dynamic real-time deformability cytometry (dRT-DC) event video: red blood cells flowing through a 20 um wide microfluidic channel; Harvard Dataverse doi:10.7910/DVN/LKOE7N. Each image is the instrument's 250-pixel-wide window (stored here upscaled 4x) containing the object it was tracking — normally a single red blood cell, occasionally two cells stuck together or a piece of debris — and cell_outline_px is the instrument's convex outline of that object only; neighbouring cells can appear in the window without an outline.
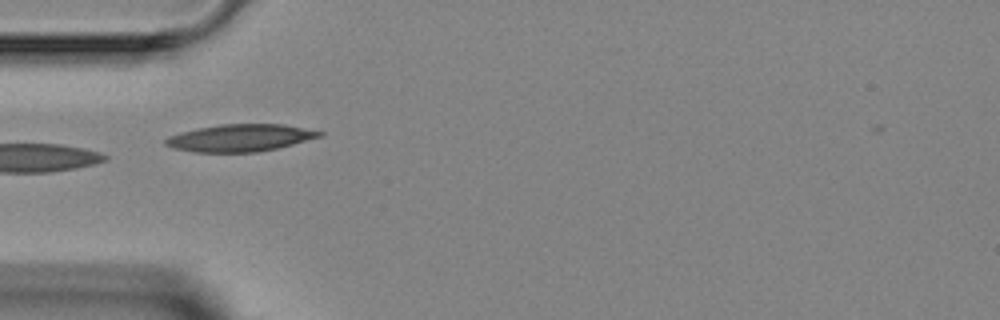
{"species": "Egyptian fruit bat (a non-hibernating species)", "species_latin": "Rousettus aegyptiacus", "temperature_condition": "room temperature", "stored_images_in_passage": 4, "camera_frame_rate_fps": 3000, "um_per_image_px": 0.085, "animal": {"sex": "female"}, "frame": {"image": 1, "passage_image": 2, "time_ms": 1.333, "image_size_px": [1000, 320], "cell_outline_px": [[324, 136], [276, 148], [256, 152], [192, 152], [172, 148], [164, 144], [164, 140], [168, 136], [180, 132], [196, 128], [220, 124], [284, 124], [324, 132]], "centroid_in_image_um": [20.38, 11.71], "position_along_channel_um": 64.6, "area_um2": 24.51}}
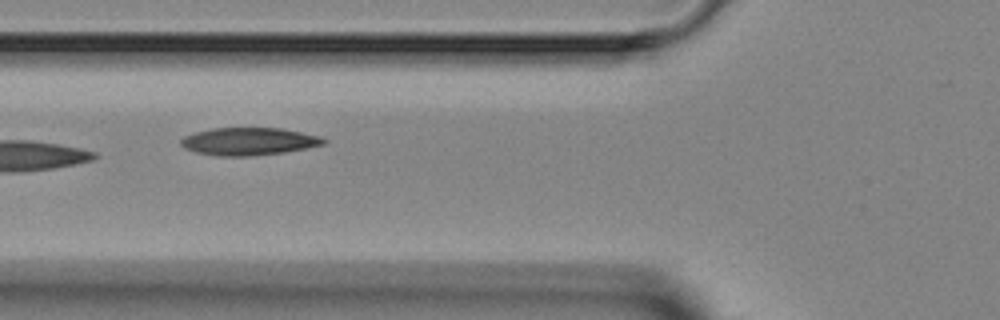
{"frame": {"image": 2, "passage_image": 3, "time_ms": 2.333, "image_size_px": [1000, 320], "cell_outline_px": [[328, 140], [324, 144], [308, 148], [284, 152], [252, 156], [220, 156], [196, 152], [184, 148], [180, 144], [180, 140], [184, 136], [192, 132], [212, 128], [280, 128], [324, 136]], "centroid_in_image_um": [21.17, 12.01], "position_along_channel_um": 104.6, "area_um2": 23.24}}
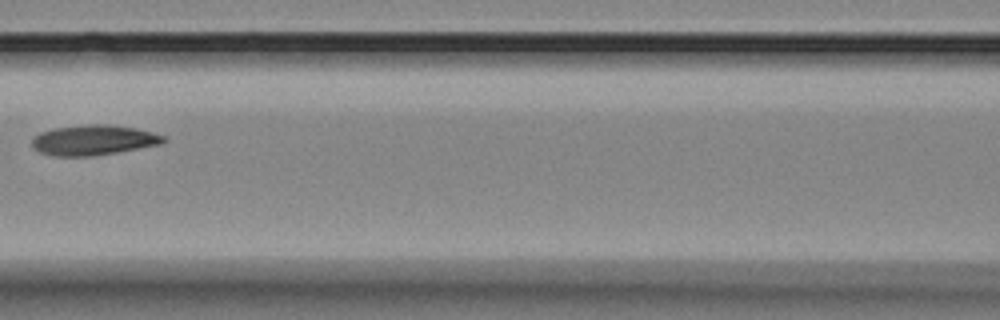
{"frame": {"image": 3, "passage_image": 4, "time_ms": 3.667, "image_size_px": [1000, 320], "cell_outline_px": [[168, 140], [160, 144], [116, 152], [88, 156], [56, 156], [40, 152], [32, 148], [32, 140], [40, 132], [52, 128], [88, 124], [108, 124], [136, 128], [152, 132], [164, 136]], "centroid_in_image_um": [7.93, 11.89], "position_along_channel_um": 158.7, "area_um2": 23.0}}